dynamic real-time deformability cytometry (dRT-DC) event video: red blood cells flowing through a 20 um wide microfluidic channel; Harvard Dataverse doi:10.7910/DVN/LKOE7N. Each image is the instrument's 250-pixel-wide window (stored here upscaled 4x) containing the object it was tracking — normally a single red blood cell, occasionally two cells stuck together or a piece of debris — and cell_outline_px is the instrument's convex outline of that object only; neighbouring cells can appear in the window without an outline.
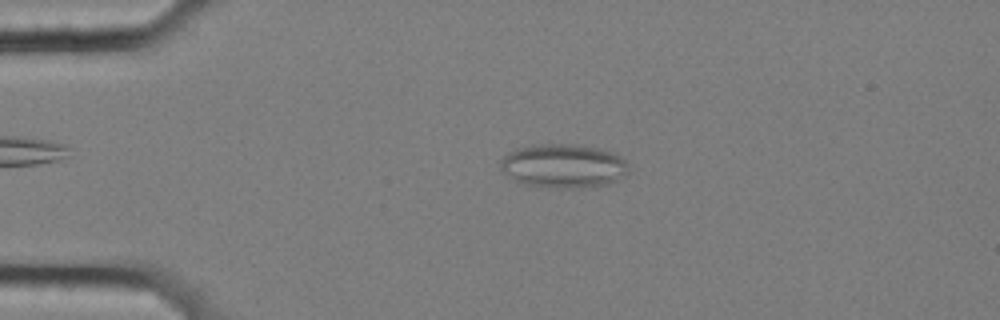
{"species": "common noctule bat (a hibernating species)", "species_latin": "Nyctalus noctula", "temperature_condition": "cold", "stored_images_in_passage": 56, "segment_of_instrument_passage": [1, 2], "camera_frame_rate_fps": 3000, "um_per_image_px": 0.085, "animal": {"sex": "female", "body_mass_g": 25.1}, "frame": {"image": 1, "passage_image": 12, "time_ms": 3.667, "image_size_px": [1000, 320], "cell_outline_px": [[628, 172], [624, 176], [608, 184], [580, 188], [552, 188], [520, 184], [512, 180], [500, 168], [500, 160], [508, 152], [516, 148], [532, 144], [576, 144], [600, 148], [616, 152], [628, 164]], "centroid_in_image_um": [47.87, 14.1], "position_along_channel_um": 37.1, "area_um2": 33.41}}